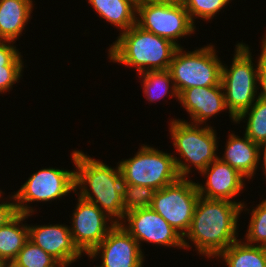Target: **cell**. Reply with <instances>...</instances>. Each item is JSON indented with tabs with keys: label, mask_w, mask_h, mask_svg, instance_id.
<instances>
[{
	"label": "cell",
	"mask_w": 266,
	"mask_h": 267,
	"mask_svg": "<svg viewBox=\"0 0 266 267\" xmlns=\"http://www.w3.org/2000/svg\"><path fill=\"white\" fill-rule=\"evenodd\" d=\"M240 214L241 206L238 203L200 196L190 227L183 237L184 250L195 246L199 256L212 261L211 258H216L232 243L240 240Z\"/></svg>",
	"instance_id": "obj_1"
},
{
	"label": "cell",
	"mask_w": 266,
	"mask_h": 267,
	"mask_svg": "<svg viewBox=\"0 0 266 267\" xmlns=\"http://www.w3.org/2000/svg\"><path fill=\"white\" fill-rule=\"evenodd\" d=\"M71 155L75 169V193L97 205L116 224L124 220L123 179L120 167L106 165L82 150ZM79 191V192H78Z\"/></svg>",
	"instance_id": "obj_2"
},
{
	"label": "cell",
	"mask_w": 266,
	"mask_h": 267,
	"mask_svg": "<svg viewBox=\"0 0 266 267\" xmlns=\"http://www.w3.org/2000/svg\"><path fill=\"white\" fill-rule=\"evenodd\" d=\"M108 48L109 62L134 68L138 74L168 70L179 47L170 40L145 31L135 24L129 30L119 33Z\"/></svg>",
	"instance_id": "obj_3"
},
{
	"label": "cell",
	"mask_w": 266,
	"mask_h": 267,
	"mask_svg": "<svg viewBox=\"0 0 266 267\" xmlns=\"http://www.w3.org/2000/svg\"><path fill=\"white\" fill-rule=\"evenodd\" d=\"M169 139L179 157L174 156L175 165L180 178H191L194 169L201 173L217 157L219 140L215 127L192 124L188 120L170 118ZM184 160V161H183Z\"/></svg>",
	"instance_id": "obj_4"
},
{
	"label": "cell",
	"mask_w": 266,
	"mask_h": 267,
	"mask_svg": "<svg viewBox=\"0 0 266 267\" xmlns=\"http://www.w3.org/2000/svg\"><path fill=\"white\" fill-rule=\"evenodd\" d=\"M234 50L230 67L222 63L221 70L225 104L233 125H235V119L256 101L259 92L258 58L257 62L254 61L251 48L243 40L237 41Z\"/></svg>",
	"instance_id": "obj_5"
},
{
	"label": "cell",
	"mask_w": 266,
	"mask_h": 267,
	"mask_svg": "<svg viewBox=\"0 0 266 267\" xmlns=\"http://www.w3.org/2000/svg\"><path fill=\"white\" fill-rule=\"evenodd\" d=\"M215 45L210 43L187 51L179 47L170 63L169 72L178 95L192 87H206L221 84L222 60ZM185 50V51H184Z\"/></svg>",
	"instance_id": "obj_6"
},
{
	"label": "cell",
	"mask_w": 266,
	"mask_h": 267,
	"mask_svg": "<svg viewBox=\"0 0 266 267\" xmlns=\"http://www.w3.org/2000/svg\"><path fill=\"white\" fill-rule=\"evenodd\" d=\"M118 165L123 184L148 186L156 191L180 178L173 153L148 144H141L134 156L121 159Z\"/></svg>",
	"instance_id": "obj_7"
},
{
	"label": "cell",
	"mask_w": 266,
	"mask_h": 267,
	"mask_svg": "<svg viewBox=\"0 0 266 267\" xmlns=\"http://www.w3.org/2000/svg\"><path fill=\"white\" fill-rule=\"evenodd\" d=\"M72 192L75 193V169L49 166L32 173L19 190L13 193L18 212L34 214L37 209L31 205L33 202L60 201Z\"/></svg>",
	"instance_id": "obj_8"
},
{
	"label": "cell",
	"mask_w": 266,
	"mask_h": 267,
	"mask_svg": "<svg viewBox=\"0 0 266 267\" xmlns=\"http://www.w3.org/2000/svg\"><path fill=\"white\" fill-rule=\"evenodd\" d=\"M137 25L145 31L170 40L178 47H182L178 40L191 37L198 29L182 4L148 0H138Z\"/></svg>",
	"instance_id": "obj_9"
},
{
	"label": "cell",
	"mask_w": 266,
	"mask_h": 267,
	"mask_svg": "<svg viewBox=\"0 0 266 267\" xmlns=\"http://www.w3.org/2000/svg\"><path fill=\"white\" fill-rule=\"evenodd\" d=\"M179 178L154 193L151 208L182 237L187 233L200 197L196 182Z\"/></svg>",
	"instance_id": "obj_10"
},
{
	"label": "cell",
	"mask_w": 266,
	"mask_h": 267,
	"mask_svg": "<svg viewBox=\"0 0 266 267\" xmlns=\"http://www.w3.org/2000/svg\"><path fill=\"white\" fill-rule=\"evenodd\" d=\"M77 196L71 216L70 232L82 253H90L116 225L97 205Z\"/></svg>",
	"instance_id": "obj_11"
},
{
	"label": "cell",
	"mask_w": 266,
	"mask_h": 267,
	"mask_svg": "<svg viewBox=\"0 0 266 267\" xmlns=\"http://www.w3.org/2000/svg\"><path fill=\"white\" fill-rule=\"evenodd\" d=\"M120 224L141 249L144 242L153 246L184 249L183 237L151 207L127 214Z\"/></svg>",
	"instance_id": "obj_12"
},
{
	"label": "cell",
	"mask_w": 266,
	"mask_h": 267,
	"mask_svg": "<svg viewBox=\"0 0 266 267\" xmlns=\"http://www.w3.org/2000/svg\"><path fill=\"white\" fill-rule=\"evenodd\" d=\"M144 249L124 229L116 224L90 253H85L89 260L100 258L102 267H144Z\"/></svg>",
	"instance_id": "obj_13"
},
{
	"label": "cell",
	"mask_w": 266,
	"mask_h": 267,
	"mask_svg": "<svg viewBox=\"0 0 266 267\" xmlns=\"http://www.w3.org/2000/svg\"><path fill=\"white\" fill-rule=\"evenodd\" d=\"M200 176H204L203 178L206 179L203 184L196 183L201 197L228 200L238 203L240 206L245 202L244 200L243 202L235 200V197L243 193L246 188L244 182L247 179L220 158L217 157L200 173Z\"/></svg>",
	"instance_id": "obj_14"
},
{
	"label": "cell",
	"mask_w": 266,
	"mask_h": 267,
	"mask_svg": "<svg viewBox=\"0 0 266 267\" xmlns=\"http://www.w3.org/2000/svg\"><path fill=\"white\" fill-rule=\"evenodd\" d=\"M29 240L49 253L60 264L74 263L84 256L74 244L70 227L65 224H28Z\"/></svg>",
	"instance_id": "obj_15"
},
{
	"label": "cell",
	"mask_w": 266,
	"mask_h": 267,
	"mask_svg": "<svg viewBox=\"0 0 266 267\" xmlns=\"http://www.w3.org/2000/svg\"><path fill=\"white\" fill-rule=\"evenodd\" d=\"M178 101L188 113L191 120L189 123L192 124L208 125L207 121L211 117L224 111L229 113L221 84L185 89L178 95Z\"/></svg>",
	"instance_id": "obj_16"
},
{
	"label": "cell",
	"mask_w": 266,
	"mask_h": 267,
	"mask_svg": "<svg viewBox=\"0 0 266 267\" xmlns=\"http://www.w3.org/2000/svg\"><path fill=\"white\" fill-rule=\"evenodd\" d=\"M228 133L225 150L218 158L236 169L249 182L256 175L258 166V144L254 143L245 134L238 136L235 131Z\"/></svg>",
	"instance_id": "obj_17"
},
{
	"label": "cell",
	"mask_w": 266,
	"mask_h": 267,
	"mask_svg": "<svg viewBox=\"0 0 266 267\" xmlns=\"http://www.w3.org/2000/svg\"><path fill=\"white\" fill-rule=\"evenodd\" d=\"M34 0H0V40L16 42L32 19Z\"/></svg>",
	"instance_id": "obj_18"
},
{
	"label": "cell",
	"mask_w": 266,
	"mask_h": 267,
	"mask_svg": "<svg viewBox=\"0 0 266 267\" xmlns=\"http://www.w3.org/2000/svg\"><path fill=\"white\" fill-rule=\"evenodd\" d=\"M138 0H88L100 19L118 28L119 33L137 24Z\"/></svg>",
	"instance_id": "obj_19"
},
{
	"label": "cell",
	"mask_w": 266,
	"mask_h": 267,
	"mask_svg": "<svg viewBox=\"0 0 266 267\" xmlns=\"http://www.w3.org/2000/svg\"><path fill=\"white\" fill-rule=\"evenodd\" d=\"M32 215L34 216V214L18 213L0 227V260L3 263L11 264L29 240V229L25 222Z\"/></svg>",
	"instance_id": "obj_20"
},
{
	"label": "cell",
	"mask_w": 266,
	"mask_h": 267,
	"mask_svg": "<svg viewBox=\"0 0 266 267\" xmlns=\"http://www.w3.org/2000/svg\"><path fill=\"white\" fill-rule=\"evenodd\" d=\"M215 259L227 267H266V247L246 244L240 238Z\"/></svg>",
	"instance_id": "obj_21"
},
{
	"label": "cell",
	"mask_w": 266,
	"mask_h": 267,
	"mask_svg": "<svg viewBox=\"0 0 266 267\" xmlns=\"http://www.w3.org/2000/svg\"><path fill=\"white\" fill-rule=\"evenodd\" d=\"M137 76L141 81V88H143L144 97L148 103L165 100L168 97H175L178 101V93L169 70L146 71L138 73Z\"/></svg>",
	"instance_id": "obj_22"
},
{
	"label": "cell",
	"mask_w": 266,
	"mask_h": 267,
	"mask_svg": "<svg viewBox=\"0 0 266 267\" xmlns=\"http://www.w3.org/2000/svg\"><path fill=\"white\" fill-rule=\"evenodd\" d=\"M241 121L246 123L244 134L254 143L259 145L266 141V101L257 98L248 110L235 119V124Z\"/></svg>",
	"instance_id": "obj_23"
},
{
	"label": "cell",
	"mask_w": 266,
	"mask_h": 267,
	"mask_svg": "<svg viewBox=\"0 0 266 267\" xmlns=\"http://www.w3.org/2000/svg\"><path fill=\"white\" fill-rule=\"evenodd\" d=\"M247 203L241 206V213H250L247 232L242 240L249 245L266 247V199H263L256 206L248 208ZM251 210V212H249Z\"/></svg>",
	"instance_id": "obj_24"
},
{
	"label": "cell",
	"mask_w": 266,
	"mask_h": 267,
	"mask_svg": "<svg viewBox=\"0 0 266 267\" xmlns=\"http://www.w3.org/2000/svg\"><path fill=\"white\" fill-rule=\"evenodd\" d=\"M60 263L41 247L28 240L17 257L11 262L13 267H57Z\"/></svg>",
	"instance_id": "obj_25"
},
{
	"label": "cell",
	"mask_w": 266,
	"mask_h": 267,
	"mask_svg": "<svg viewBox=\"0 0 266 267\" xmlns=\"http://www.w3.org/2000/svg\"><path fill=\"white\" fill-rule=\"evenodd\" d=\"M155 191L148 186L123 184L124 217L132 212L150 208Z\"/></svg>",
	"instance_id": "obj_26"
},
{
	"label": "cell",
	"mask_w": 266,
	"mask_h": 267,
	"mask_svg": "<svg viewBox=\"0 0 266 267\" xmlns=\"http://www.w3.org/2000/svg\"><path fill=\"white\" fill-rule=\"evenodd\" d=\"M233 0H183L182 5L187 10L191 21L196 26L195 19L210 22L221 10L230 6ZM227 6V7H226Z\"/></svg>",
	"instance_id": "obj_27"
},
{
	"label": "cell",
	"mask_w": 266,
	"mask_h": 267,
	"mask_svg": "<svg viewBox=\"0 0 266 267\" xmlns=\"http://www.w3.org/2000/svg\"><path fill=\"white\" fill-rule=\"evenodd\" d=\"M24 65H7L0 67V94L12 91L13 85L20 82Z\"/></svg>",
	"instance_id": "obj_28"
},
{
	"label": "cell",
	"mask_w": 266,
	"mask_h": 267,
	"mask_svg": "<svg viewBox=\"0 0 266 267\" xmlns=\"http://www.w3.org/2000/svg\"><path fill=\"white\" fill-rule=\"evenodd\" d=\"M15 42L0 40V67L7 65H25L23 55L17 49Z\"/></svg>",
	"instance_id": "obj_29"
},
{
	"label": "cell",
	"mask_w": 266,
	"mask_h": 267,
	"mask_svg": "<svg viewBox=\"0 0 266 267\" xmlns=\"http://www.w3.org/2000/svg\"><path fill=\"white\" fill-rule=\"evenodd\" d=\"M260 55L258 54V98L266 101V33L261 38Z\"/></svg>",
	"instance_id": "obj_30"
},
{
	"label": "cell",
	"mask_w": 266,
	"mask_h": 267,
	"mask_svg": "<svg viewBox=\"0 0 266 267\" xmlns=\"http://www.w3.org/2000/svg\"><path fill=\"white\" fill-rule=\"evenodd\" d=\"M4 194L5 192L0 190V227L8 223L19 213L13 192L2 199Z\"/></svg>",
	"instance_id": "obj_31"
},
{
	"label": "cell",
	"mask_w": 266,
	"mask_h": 267,
	"mask_svg": "<svg viewBox=\"0 0 266 267\" xmlns=\"http://www.w3.org/2000/svg\"><path fill=\"white\" fill-rule=\"evenodd\" d=\"M259 165H261L260 169L261 168L264 169L262 170V173H263L262 175L265 176V180H266V141L258 145V166Z\"/></svg>",
	"instance_id": "obj_32"
},
{
	"label": "cell",
	"mask_w": 266,
	"mask_h": 267,
	"mask_svg": "<svg viewBox=\"0 0 266 267\" xmlns=\"http://www.w3.org/2000/svg\"><path fill=\"white\" fill-rule=\"evenodd\" d=\"M153 2H163V3H172V4H182L183 0H148Z\"/></svg>",
	"instance_id": "obj_33"
},
{
	"label": "cell",
	"mask_w": 266,
	"mask_h": 267,
	"mask_svg": "<svg viewBox=\"0 0 266 267\" xmlns=\"http://www.w3.org/2000/svg\"><path fill=\"white\" fill-rule=\"evenodd\" d=\"M73 263H66V264H59L57 267H69L71 266Z\"/></svg>",
	"instance_id": "obj_34"
},
{
	"label": "cell",
	"mask_w": 266,
	"mask_h": 267,
	"mask_svg": "<svg viewBox=\"0 0 266 267\" xmlns=\"http://www.w3.org/2000/svg\"><path fill=\"white\" fill-rule=\"evenodd\" d=\"M3 267H13L11 264H5Z\"/></svg>",
	"instance_id": "obj_35"
},
{
	"label": "cell",
	"mask_w": 266,
	"mask_h": 267,
	"mask_svg": "<svg viewBox=\"0 0 266 267\" xmlns=\"http://www.w3.org/2000/svg\"><path fill=\"white\" fill-rule=\"evenodd\" d=\"M5 265V263H3L1 260H0V267H3Z\"/></svg>",
	"instance_id": "obj_36"
}]
</instances>
